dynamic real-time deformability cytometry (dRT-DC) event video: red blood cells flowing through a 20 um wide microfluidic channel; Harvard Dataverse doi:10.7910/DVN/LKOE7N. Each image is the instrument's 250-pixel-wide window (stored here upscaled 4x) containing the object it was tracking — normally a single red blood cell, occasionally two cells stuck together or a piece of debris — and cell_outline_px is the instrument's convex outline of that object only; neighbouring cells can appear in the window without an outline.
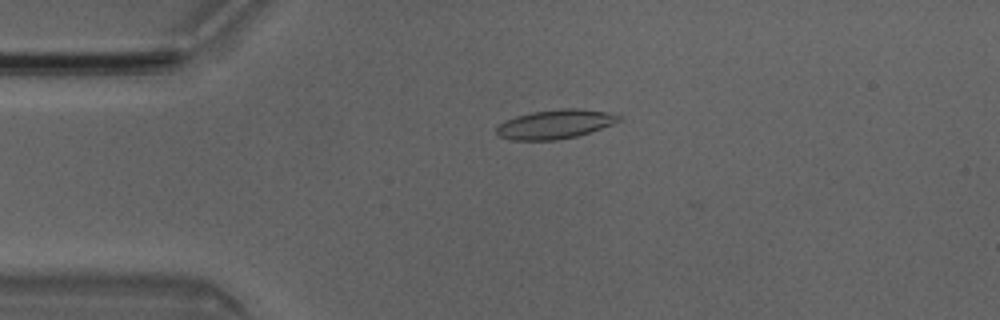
{"species": "Egyptian fruit bat (a non-hibernating species)", "species_latin": "Rousettus aegyptiacus", "temperature_condition": "room temperature", "stored_images_in_passage": 4, "camera_frame_rate_fps": 3000, "um_per_image_px": 0.085, "animal": {"sex": "male"}, "frame": {"image": 1, "passage_image": 3, "time_ms": 0.667, "image_size_px": [1000, 320], "cell_outline_px": [[620, 120], [612, 124], [576, 136], [556, 140], [512, 140], [500, 136], [496, 132], [496, 124], [504, 120], [516, 116], [532, 112], [560, 108], [580, 108], [620, 112]], "centroid_in_image_um": [47.21, 10.53], "position_along_channel_um": 37.8, "area_um2": 21.04}}